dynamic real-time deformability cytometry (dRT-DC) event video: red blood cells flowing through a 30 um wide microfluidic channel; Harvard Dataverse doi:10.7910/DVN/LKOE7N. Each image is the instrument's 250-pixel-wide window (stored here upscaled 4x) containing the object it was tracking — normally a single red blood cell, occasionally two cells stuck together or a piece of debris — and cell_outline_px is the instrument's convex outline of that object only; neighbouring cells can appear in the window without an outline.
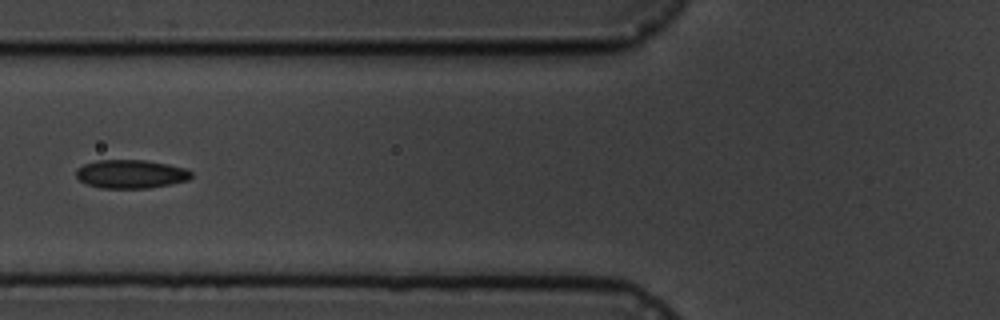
{"species": "common noctule bat (a hibernating species)", "species_latin": "Nyctalus noctula", "temperature_condition": "cold", "stored_images_in_passage": 6, "camera_frame_rate_fps": 3000, "um_per_image_px": 0.085, "animal": {"sex": "male", "body_mass_g": 19.5, "forearm_length_mm": 54.6}, "frame": {"image": 1, "passage_image": 6, "time_ms": 5.667, "image_size_px": [1000, 320], "cell_outline_px": [[192, 176], [188, 180], [172, 184], [148, 188], [100, 188], [88, 184], [80, 180], [76, 176], [76, 168], [84, 164], [96, 160], [144, 160], [168, 164], [184, 168], [192, 172]], "centroid_in_image_um": [11.12, 14.79], "position_along_channel_um": 114.7, "area_um2": 19.19}}